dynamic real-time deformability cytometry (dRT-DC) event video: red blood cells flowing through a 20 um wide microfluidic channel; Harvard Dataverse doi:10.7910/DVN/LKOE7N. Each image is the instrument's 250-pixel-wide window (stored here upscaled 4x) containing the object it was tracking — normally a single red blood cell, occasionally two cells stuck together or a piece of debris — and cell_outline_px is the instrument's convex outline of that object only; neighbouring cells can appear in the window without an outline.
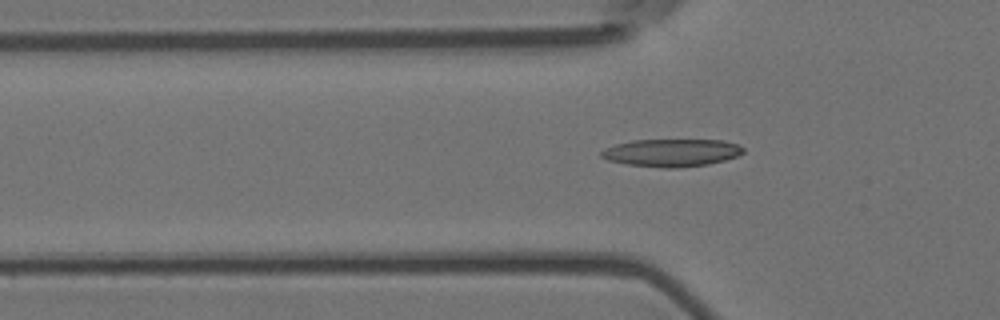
{"species": "Egyptian fruit bat (a non-hibernating species)", "species_latin": "Rousettus aegyptiacus", "temperature_condition": "room temperature", "stored_images_in_passage": 48, "camera_frame_rate_fps": 3000, "um_per_image_px": 0.085, "animal": {"sex": "female"}, "frame": {"image": 1, "passage_image": 18, "time_ms": 5.667, "image_size_px": [1000, 320], "cell_outline_px": [[744, 152], [736, 156], [724, 160], [708, 164], [676, 168], [664, 168], [628, 164], [608, 160], [600, 156], [600, 152], [604, 148], [616, 144], [632, 140], [724, 140], [740, 144], [744, 148]], "centroid_in_image_um": [57.09, 12.97], "position_along_channel_um": 68.7, "area_um2": 22.89}}
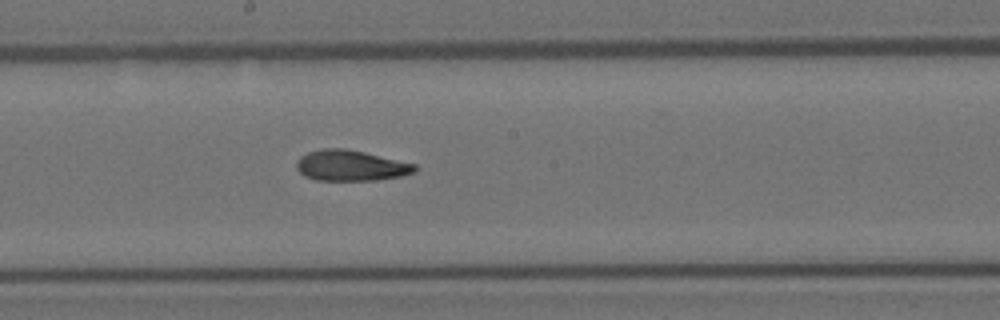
{"frame": {"image": 2, "passage_image": 30, "time_ms": 9.667, "image_size_px": [1000, 320], "cell_outline_px": [[416, 172], [400, 176], [376, 180], [316, 180], [304, 176], [296, 168], [296, 160], [300, 156], [308, 152], [320, 148], [344, 148], [364, 152], [416, 164]], "centroid_in_image_um": [29.78, 14.07], "position_along_channel_um": 218.4, "area_um2": 21.21}}
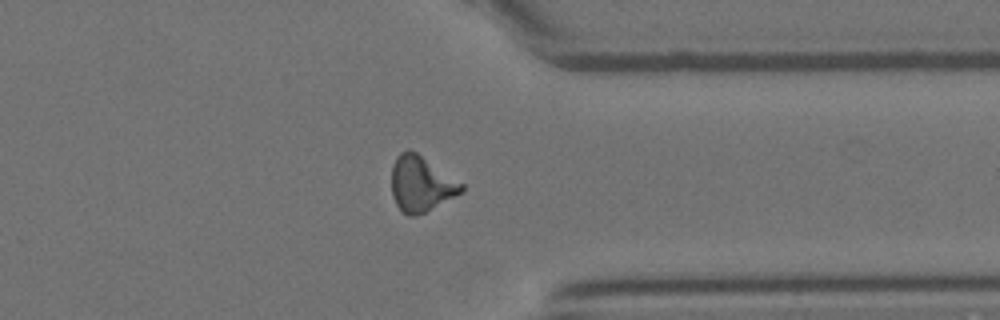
{"frame": {"image": 3, "passage_image": 43, "time_ms": 14.0, "image_size_px": [1000, 320], "cell_outline_px": [[464, 188], [460, 192], [424, 212], [416, 216], [408, 216], [396, 204], [392, 196], [392, 164], [396, 156], [400, 152], [408, 148], [416, 152], [464, 184]], "centroid_in_image_um": [35.74, 15.6], "position_along_channel_um": 375.7, "area_um2": 22.2}}